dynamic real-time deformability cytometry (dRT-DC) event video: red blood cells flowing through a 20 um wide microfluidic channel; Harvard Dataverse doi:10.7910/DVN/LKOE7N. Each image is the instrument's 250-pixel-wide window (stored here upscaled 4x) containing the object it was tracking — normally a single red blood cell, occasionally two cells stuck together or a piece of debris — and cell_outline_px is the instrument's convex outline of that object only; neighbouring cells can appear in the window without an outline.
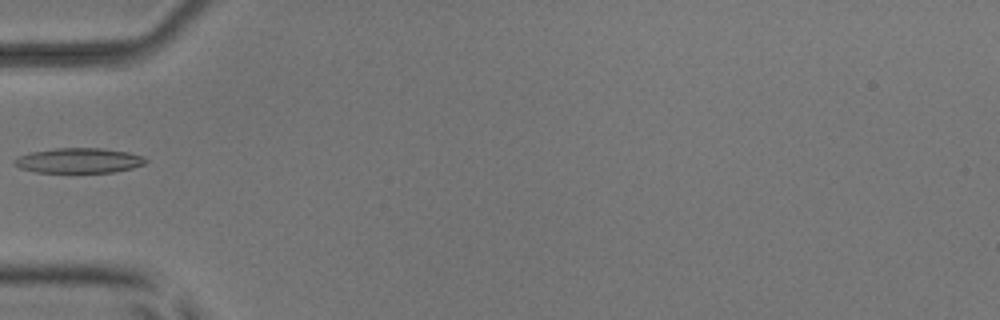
{"species": "common noctule bat (a hibernating species)", "species_latin": "Nyctalus noctula", "temperature_condition": "room temperature", "stored_images_in_passage": 1, "camera_frame_rate_fps": 3000, "um_per_image_px": 0.085, "animal": {"sex": "male", "body_mass_g": 17.9, "forearm_length_mm": 54.2}, "frame": {"image": 1, "passage_image": 1, "time_ms": 0.0, "image_size_px": [1000, 320], "cell_outline_px": [[148, 160], [144, 164], [132, 168], [112, 172], [36, 172], [20, 168], [12, 160], [20, 156], [32, 152], [56, 148], [100, 148], [128, 152], [144, 156]], "centroid_in_image_um": [6.73, 13.64], "position_along_channel_um": 78.3, "area_um2": 18.96}}